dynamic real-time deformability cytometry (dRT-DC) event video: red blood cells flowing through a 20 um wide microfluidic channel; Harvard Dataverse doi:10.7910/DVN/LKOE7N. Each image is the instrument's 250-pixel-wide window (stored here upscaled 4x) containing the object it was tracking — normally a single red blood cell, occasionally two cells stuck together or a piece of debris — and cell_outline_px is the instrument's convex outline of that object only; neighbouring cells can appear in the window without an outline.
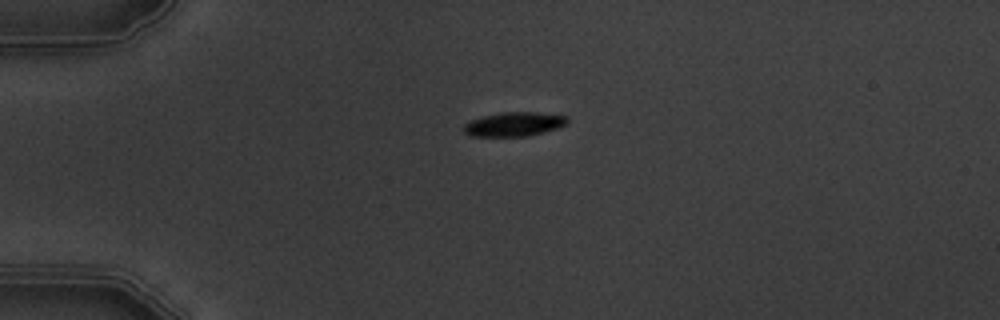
{"species": "common noctule bat (a hibernating species)", "species_latin": "Nyctalus noctula", "temperature_condition": "warm", "stored_images_in_passage": 2, "camera_frame_rate_fps": 3000, "um_per_image_px": 0.085, "animal": {"sex": "male", "body_mass_g": 19.5, "forearm_length_mm": 54.6}, "frame": {"image": 1, "passage_image": 1, "time_ms": 0.0, "image_size_px": [1000, 320], "cell_outline_px": [[568, 124], [544, 132], [528, 136], [468, 136], [464, 132], [464, 124], [472, 120], [484, 116], [500, 112], [536, 112], [568, 116]], "centroid_in_image_um": [43.71, 10.55], "position_along_channel_um": 41.3, "area_um2": 14.57}}